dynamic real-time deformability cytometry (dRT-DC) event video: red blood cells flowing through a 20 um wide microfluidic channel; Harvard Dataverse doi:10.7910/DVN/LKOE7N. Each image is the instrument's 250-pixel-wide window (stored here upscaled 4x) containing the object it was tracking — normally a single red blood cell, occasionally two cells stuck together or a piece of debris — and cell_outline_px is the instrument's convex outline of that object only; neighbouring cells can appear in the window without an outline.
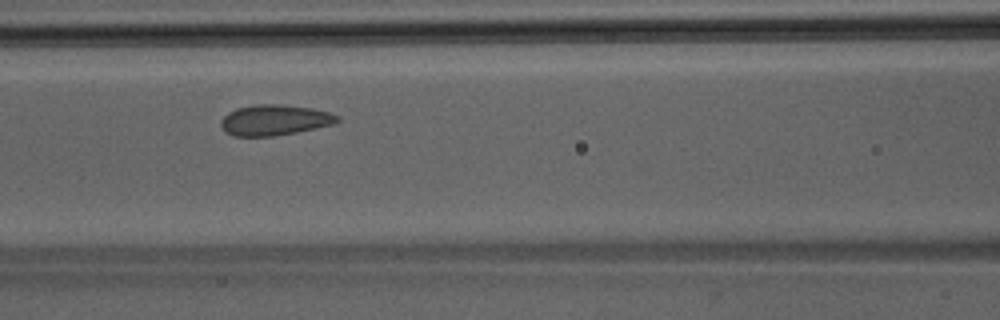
{"species": "Egyptian fruit bat (a non-hibernating species)", "species_latin": "Rousettus aegyptiacus", "temperature_condition": "room temperature", "stored_images_in_passage": 38, "camera_frame_rate_fps": 3000, "um_per_image_px": 0.085, "animal": {"sex": "male"}, "frame": {"image": 1, "passage_image": 11, "time_ms": 3.333, "image_size_px": [1000, 320], "cell_outline_px": [[340, 120], [332, 124], [316, 128], [296, 132], [272, 136], [232, 136], [224, 132], [220, 124], [220, 120], [228, 112], [236, 108], [256, 104], [280, 104], [312, 108], [328, 112], [340, 116]], "centroid_in_image_um": [23.3, 10.2], "position_along_channel_um": 143.3, "area_um2": 20.87}}
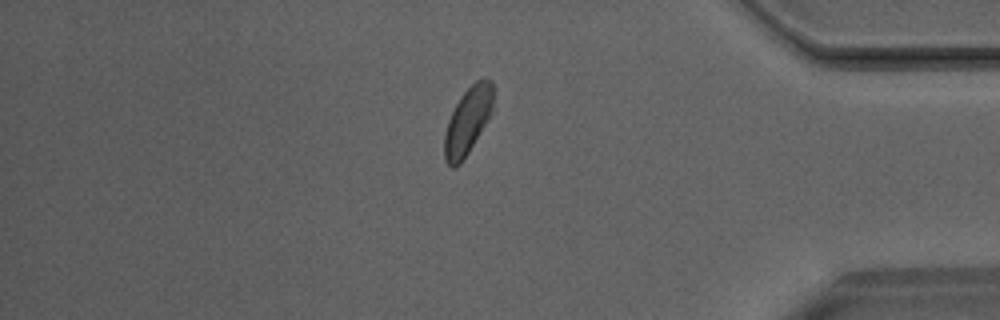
{"frame": {"image": 2, "passage_image": 30, "time_ms": 9.667, "image_size_px": [1000, 320], "cell_outline_px": [[492, 112], [468, 152], [460, 164], [456, 168], [452, 168], [444, 160], [444, 136], [448, 120], [460, 96], [476, 80], [492, 80]], "centroid_in_image_um": [39.72, 10.31], "position_along_channel_um": 395.5, "area_um2": 18.67}}
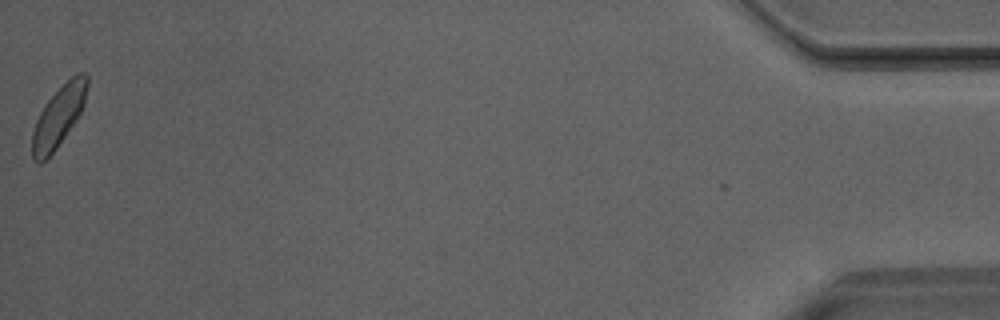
{"frame": {"image": 3, "passage_image": 37, "time_ms": 12.0, "image_size_px": [1000, 320], "cell_outline_px": [[88, 84], [84, 104], [76, 120], [56, 148], [40, 164], [32, 160], [32, 132], [36, 120], [40, 112], [48, 100], [76, 72], [84, 72], [88, 76]], "centroid_in_image_um": [4.98, 9.89], "position_along_channel_um": 430.2, "area_um2": 19.13}}